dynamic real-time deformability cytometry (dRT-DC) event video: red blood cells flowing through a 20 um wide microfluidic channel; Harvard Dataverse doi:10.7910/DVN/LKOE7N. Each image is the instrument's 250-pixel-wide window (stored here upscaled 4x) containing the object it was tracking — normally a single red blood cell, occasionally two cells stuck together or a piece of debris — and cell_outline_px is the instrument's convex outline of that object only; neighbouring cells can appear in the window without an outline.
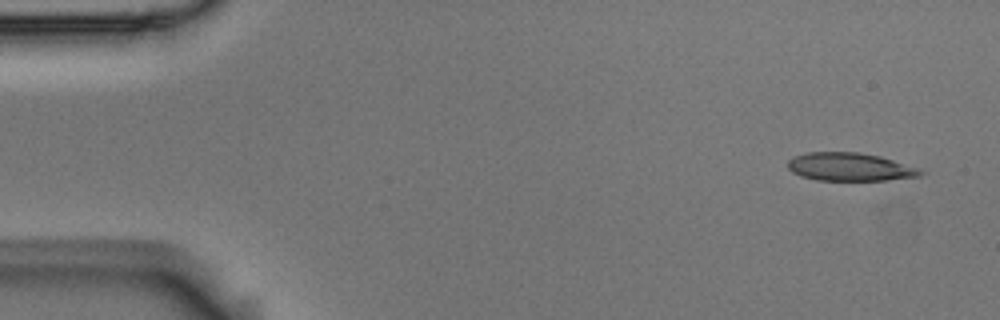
{"species": "Egyptian fruit bat (a non-hibernating species)", "species_latin": "Rousettus aegyptiacus", "temperature_condition": "room temperature", "stored_images_in_passage": 9, "camera_frame_rate_fps": 3000, "um_per_image_px": 0.085, "animal": {"sex": "male"}, "frame": {"image": 1, "passage_image": 1, "time_ms": 0.0, "image_size_px": [1000, 320], "cell_outline_px": [[924, 172], [920, 176], [888, 180], [816, 180], [800, 176], [792, 172], [788, 168], [788, 160], [792, 156], [808, 152], [856, 152], [880, 156], [920, 168]], "centroid_in_image_um": [72.22, 14.18], "position_along_channel_um": 12.8, "area_um2": 21.85}}
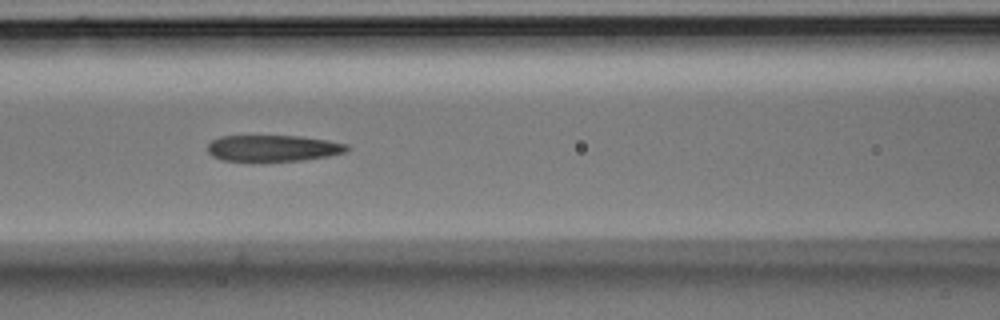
{"frame": {"image": 2, "passage_image": 7, "time_ms": 2.0, "image_size_px": [1000, 320], "cell_outline_px": [[352, 148], [348, 152], [328, 156], [304, 160], [224, 160], [212, 156], [208, 152], [208, 144], [212, 140], [220, 136], [300, 136], [328, 140], [348, 144]], "centroid_in_image_um": [23.28, 12.58], "position_along_channel_um": 143.3, "area_um2": 21.27}}
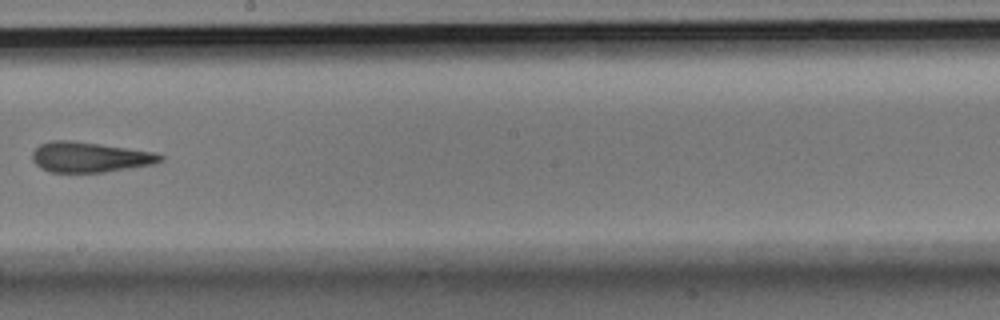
{"frame": {"image": 3, "passage_image": 9, "time_ms": 2.667, "image_size_px": [1000, 320], "cell_outline_px": [[164, 160], [152, 164], [104, 172], [48, 172], [40, 168], [32, 160], [32, 152], [40, 144], [52, 140], [72, 140], [156, 152], [164, 156]], "centroid_in_image_um": [7.61, 13.35], "position_along_channel_um": 240.6, "area_um2": 22.6}}